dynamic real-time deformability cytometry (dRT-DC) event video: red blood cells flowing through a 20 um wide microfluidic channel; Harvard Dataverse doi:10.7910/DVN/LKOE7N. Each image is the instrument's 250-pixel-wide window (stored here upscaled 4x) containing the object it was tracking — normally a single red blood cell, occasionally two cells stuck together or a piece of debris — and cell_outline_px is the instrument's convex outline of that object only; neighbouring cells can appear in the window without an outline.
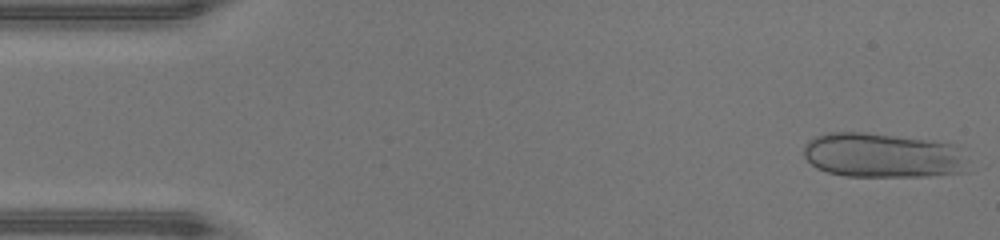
{"species": "human", "species_latin": "Homo sapiens", "temperature_condition": "warm", "stored_images_in_passage": 45, "camera_frame_rate_fps": 3000, "um_per_image_px": 0.085, "donor": {"sex": "male"}, "frame": {"image": 1, "passage_image": 1, "time_ms": 0.0, "image_size_px": [1000, 240], "cell_outline_px": [[976, 168], [968, 172], [928, 176], [844, 176], [828, 172], [816, 168], [804, 156], [804, 144], [808, 140], [816, 136], [828, 132], [864, 132], [896, 136], [952, 144]], "centroid_in_image_um": [75.07, 13.22], "position_along_channel_um": 9.9, "area_um2": 43.12}}
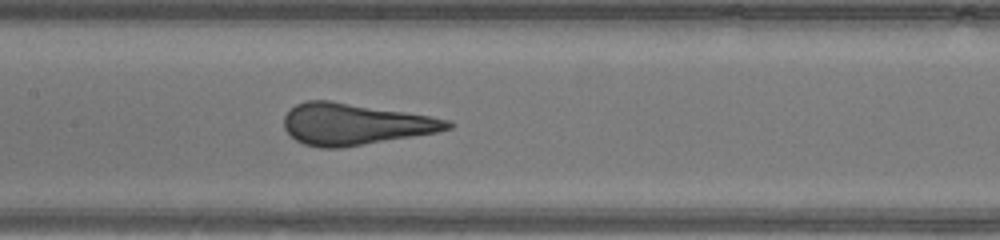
{"frame": {"image": 2, "passage_image": 21, "time_ms": 6.667, "image_size_px": [1000, 240], "cell_outline_px": [[456, 124], [452, 128], [436, 132], [340, 148], [320, 148], [304, 144], [296, 140], [284, 128], [284, 116], [296, 104], [308, 100], [328, 100], [432, 116], [452, 120]], "centroid_in_image_um": [30.19, 10.55], "position_along_channel_um": 177.2, "area_um2": 39.3}}
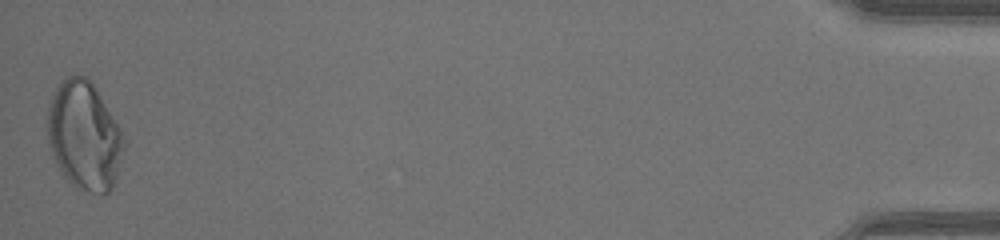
{"frame": {"image": 3, "passage_image": 45, "time_ms": 14.667, "image_size_px": [1000, 240], "cell_outline_px": [[128, 144], [112, 188], [104, 196], [100, 196], [76, 188], [64, 176], [48, 144], [48, 104], [56, 88], [68, 76], [84, 76], [96, 88], [128, 140]], "centroid_in_image_um": [7.22, 11.59], "position_along_channel_um": 428.0, "area_um2": 48.61}, "authors_computed_cell_mechanics": {"area_um2": 40.46, "velocity_mm_per_s": 4.4467, "shape_relaxation_time_tau1_ms": 9.0288, "shape_relaxation_time_tau2_ms": null, "deformation_change_tau1": 0.3035, "deformation_change_tau2": null}}